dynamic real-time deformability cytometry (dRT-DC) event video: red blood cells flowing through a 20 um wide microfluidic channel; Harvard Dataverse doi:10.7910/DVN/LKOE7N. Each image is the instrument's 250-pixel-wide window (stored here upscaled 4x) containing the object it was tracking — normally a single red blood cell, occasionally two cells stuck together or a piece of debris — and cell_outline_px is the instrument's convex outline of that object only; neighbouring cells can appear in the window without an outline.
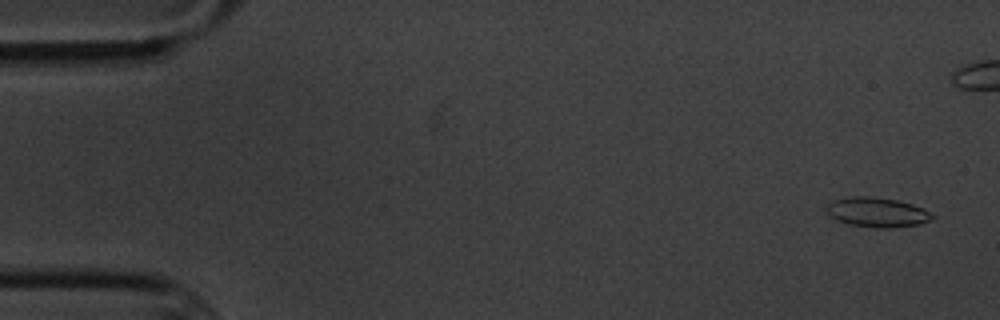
{"species": "common noctule bat (a hibernating species)", "species_latin": "Nyctalus noctula", "temperature_condition": "cold", "stored_images_in_passage": 6, "camera_frame_rate_fps": 3000, "um_per_image_px": 0.085, "animal": {"sex": "male", "body_mass_g": 20.1, "forearm_length_mm": 53.5}, "frame": {"image": 1, "passage_image": 1, "time_ms": 0.0, "image_size_px": [1000, 320], "cell_outline_px": [[936, 216], [932, 220], [920, 224], [888, 228], [876, 228], [848, 224], [836, 220], [828, 212], [828, 204], [832, 200], [848, 196], [872, 196], [896, 200], [912, 204], [924, 208]], "centroid_in_image_um": [74.59, 18.04], "position_along_channel_um": 10.4, "area_um2": 18.38}}